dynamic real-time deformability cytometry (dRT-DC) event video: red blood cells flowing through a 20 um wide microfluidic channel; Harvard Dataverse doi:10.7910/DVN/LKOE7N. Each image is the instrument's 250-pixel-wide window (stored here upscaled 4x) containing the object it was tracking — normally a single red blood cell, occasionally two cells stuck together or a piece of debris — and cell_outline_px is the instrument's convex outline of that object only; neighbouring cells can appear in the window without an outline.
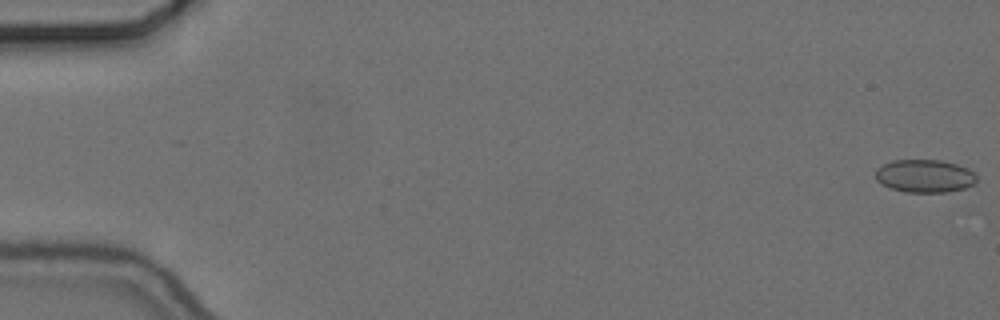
{"species": "common noctule bat (a hibernating species)", "species_latin": "Nyctalus noctula", "temperature_condition": "cold", "stored_images_in_passage": 57, "camera_frame_rate_fps": 3000, "um_per_image_px": 0.085, "animal": {"sex": "female", "body_mass_g": 24.6, "forearm_length_mm": 56.2}, "frame": {"image": 1, "passage_image": 1, "time_ms": 0.0, "image_size_px": [1000, 320], "cell_outline_px": [[976, 180], [972, 184], [964, 188], [944, 192], [904, 192], [892, 188], [876, 180], [876, 168], [892, 160], [940, 160], [956, 164], [968, 168], [976, 176]], "centroid_in_image_um": [78.58, 14.95], "position_along_channel_um": 6.4, "area_um2": 19.19}}
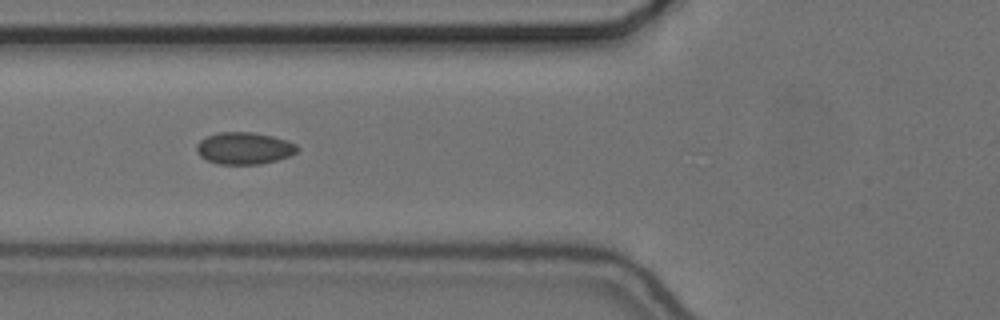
{"frame": {"image": 2, "passage_image": 22, "time_ms": 7.0, "image_size_px": [1000, 320], "cell_outline_px": [[300, 148], [292, 156], [260, 164], [220, 164], [208, 160], [200, 156], [196, 152], [196, 144], [200, 140], [208, 136], [220, 132], [252, 132], [272, 136], [296, 144]], "centroid_in_image_um": [20.76, 12.6], "position_along_channel_um": 105.0, "area_um2": 18.73}}
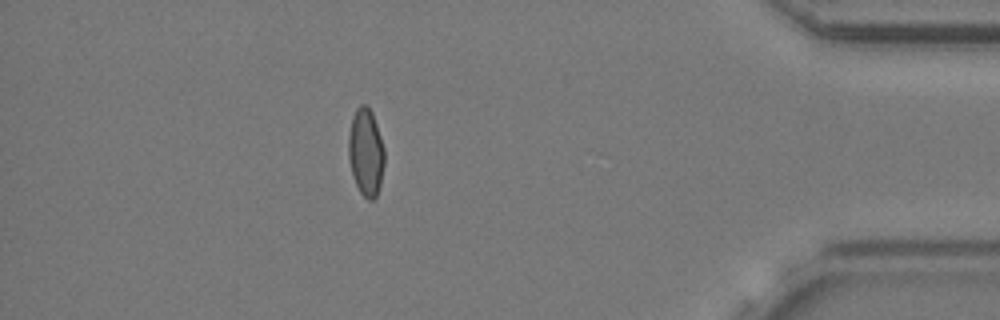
{"frame": {"image": 3, "passage_image": 50, "time_ms": 16.333, "image_size_px": [1000, 320], "cell_outline_px": [[384, 164], [380, 184], [376, 196], [372, 200], [368, 200], [360, 192], [352, 176], [348, 156], [348, 136], [352, 116], [356, 108], [360, 104], [364, 104], [372, 112], [384, 148]], "centroid_in_image_um": [31.08, 12.93], "position_along_channel_um": 404.1, "area_um2": 18.32}, "authors_computed_cell_mechanics": {"area_um2": 18.3226, "velocity_mm_per_s": 3.6735, "shape_relaxation_time_tau1_ms": null, "shape_relaxation_time_tau2_ms": 1.2235, "deformation_change_tau1": null, "deformation_change_tau2": 0.0542}}